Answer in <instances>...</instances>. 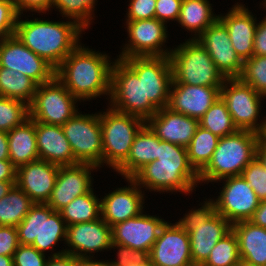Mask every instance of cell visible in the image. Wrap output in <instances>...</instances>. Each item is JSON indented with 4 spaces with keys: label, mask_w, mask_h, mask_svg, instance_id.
Listing matches in <instances>:
<instances>
[{
    "label": "cell",
    "mask_w": 266,
    "mask_h": 266,
    "mask_svg": "<svg viewBox=\"0 0 266 266\" xmlns=\"http://www.w3.org/2000/svg\"><path fill=\"white\" fill-rule=\"evenodd\" d=\"M108 56L78 45L56 68L55 77L78 100L111 93Z\"/></svg>",
    "instance_id": "1"
},
{
    "label": "cell",
    "mask_w": 266,
    "mask_h": 266,
    "mask_svg": "<svg viewBox=\"0 0 266 266\" xmlns=\"http://www.w3.org/2000/svg\"><path fill=\"white\" fill-rule=\"evenodd\" d=\"M132 179L154 191L191 192L199 174L190 165L186 147L159 139L157 160L146 164ZM195 185V186H194Z\"/></svg>",
    "instance_id": "2"
},
{
    "label": "cell",
    "mask_w": 266,
    "mask_h": 266,
    "mask_svg": "<svg viewBox=\"0 0 266 266\" xmlns=\"http://www.w3.org/2000/svg\"><path fill=\"white\" fill-rule=\"evenodd\" d=\"M16 21L14 35L55 69L78 46L81 28L76 22Z\"/></svg>",
    "instance_id": "3"
},
{
    "label": "cell",
    "mask_w": 266,
    "mask_h": 266,
    "mask_svg": "<svg viewBox=\"0 0 266 266\" xmlns=\"http://www.w3.org/2000/svg\"><path fill=\"white\" fill-rule=\"evenodd\" d=\"M115 61L111 70V108L147 122L158 109L145 99L144 57Z\"/></svg>",
    "instance_id": "4"
},
{
    "label": "cell",
    "mask_w": 266,
    "mask_h": 266,
    "mask_svg": "<svg viewBox=\"0 0 266 266\" xmlns=\"http://www.w3.org/2000/svg\"><path fill=\"white\" fill-rule=\"evenodd\" d=\"M259 140L260 134L249 130H237L220 138L210 162L199 173V182L241 176L244 168L256 157Z\"/></svg>",
    "instance_id": "5"
},
{
    "label": "cell",
    "mask_w": 266,
    "mask_h": 266,
    "mask_svg": "<svg viewBox=\"0 0 266 266\" xmlns=\"http://www.w3.org/2000/svg\"><path fill=\"white\" fill-rule=\"evenodd\" d=\"M172 84L222 87L223 74L197 39H191L170 51Z\"/></svg>",
    "instance_id": "6"
},
{
    "label": "cell",
    "mask_w": 266,
    "mask_h": 266,
    "mask_svg": "<svg viewBox=\"0 0 266 266\" xmlns=\"http://www.w3.org/2000/svg\"><path fill=\"white\" fill-rule=\"evenodd\" d=\"M178 225L189 234L194 266H202L217 242L232 230V224L209 203L191 210Z\"/></svg>",
    "instance_id": "7"
},
{
    "label": "cell",
    "mask_w": 266,
    "mask_h": 266,
    "mask_svg": "<svg viewBox=\"0 0 266 266\" xmlns=\"http://www.w3.org/2000/svg\"><path fill=\"white\" fill-rule=\"evenodd\" d=\"M103 163L117 169L128 157L139 130L146 124L142 119L109 108L100 113Z\"/></svg>",
    "instance_id": "8"
},
{
    "label": "cell",
    "mask_w": 266,
    "mask_h": 266,
    "mask_svg": "<svg viewBox=\"0 0 266 266\" xmlns=\"http://www.w3.org/2000/svg\"><path fill=\"white\" fill-rule=\"evenodd\" d=\"M64 222L60 211H54L46 203H35L16 226L19 244L32 245L44 253L54 248L60 238L66 240L67 225Z\"/></svg>",
    "instance_id": "9"
},
{
    "label": "cell",
    "mask_w": 266,
    "mask_h": 266,
    "mask_svg": "<svg viewBox=\"0 0 266 266\" xmlns=\"http://www.w3.org/2000/svg\"><path fill=\"white\" fill-rule=\"evenodd\" d=\"M74 97L69 90L54 77L49 82L37 85L29 117L37 122L63 126L78 111Z\"/></svg>",
    "instance_id": "10"
},
{
    "label": "cell",
    "mask_w": 266,
    "mask_h": 266,
    "mask_svg": "<svg viewBox=\"0 0 266 266\" xmlns=\"http://www.w3.org/2000/svg\"><path fill=\"white\" fill-rule=\"evenodd\" d=\"M62 128L74 154L75 165L92 164L97 167L102 165L103 145L100 114L76 113Z\"/></svg>",
    "instance_id": "11"
},
{
    "label": "cell",
    "mask_w": 266,
    "mask_h": 266,
    "mask_svg": "<svg viewBox=\"0 0 266 266\" xmlns=\"http://www.w3.org/2000/svg\"><path fill=\"white\" fill-rule=\"evenodd\" d=\"M230 84L228 88V85ZM220 96L225 101L234 125L238 130H249L260 134L266 126V120L257 122L260 100L263 97L240 78H226L220 89Z\"/></svg>",
    "instance_id": "12"
},
{
    "label": "cell",
    "mask_w": 266,
    "mask_h": 266,
    "mask_svg": "<svg viewBox=\"0 0 266 266\" xmlns=\"http://www.w3.org/2000/svg\"><path fill=\"white\" fill-rule=\"evenodd\" d=\"M0 67L21 72L37 85L55 77V68L26 47L15 35L0 40Z\"/></svg>",
    "instance_id": "13"
},
{
    "label": "cell",
    "mask_w": 266,
    "mask_h": 266,
    "mask_svg": "<svg viewBox=\"0 0 266 266\" xmlns=\"http://www.w3.org/2000/svg\"><path fill=\"white\" fill-rule=\"evenodd\" d=\"M226 184L216 201H208L232 225L248 221L258 208L260 200L242 176L224 178Z\"/></svg>",
    "instance_id": "14"
},
{
    "label": "cell",
    "mask_w": 266,
    "mask_h": 266,
    "mask_svg": "<svg viewBox=\"0 0 266 266\" xmlns=\"http://www.w3.org/2000/svg\"><path fill=\"white\" fill-rule=\"evenodd\" d=\"M166 23L156 18L127 21L130 42L118 59L129 57L170 56L162 47L166 41Z\"/></svg>",
    "instance_id": "15"
},
{
    "label": "cell",
    "mask_w": 266,
    "mask_h": 266,
    "mask_svg": "<svg viewBox=\"0 0 266 266\" xmlns=\"http://www.w3.org/2000/svg\"><path fill=\"white\" fill-rule=\"evenodd\" d=\"M207 50L217 69L225 78H239L243 71V61L236 54L228 30L217 19L200 36L194 37Z\"/></svg>",
    "instance_id": "16"
},
{
    "label": "cell",
    "mask_w": 266,
    "mask_h": 266,
    "mask_svg": "<svg viewBox=\"0 0 266 266\" xmlns=\"http://www.w3.org/2000/svg\"><path fill=\"white\" fill-rule=\"evenodd\" d=\"M149 258L154 266H194L189 234L178 223L171 225L166 222L151 248Z\"/></svg>",
    "instance_id": "17"
},
{
    "label": "cell",
    "mask_w": 266,
    "mask_h": 266,
    "mask_svg": "<svg viewBox=\"0 0 266 266\" xmlns=\"http://www.w3.org/2000/svg\"><path fill=\"white\" fill-rule=\"evenodd\" d=\"M166 221L159 217L140 214L112 226V243L150 253Z\"/></svg>",
    "instance_id": "18"
},
{
    "label": "cell",
    "mask_w": 266,
    "mask_h": 266,
    "mask_svg": "<svg viewBox=\"0 0 266 266\" xmlns=\"http://www.w3.org/2000/svg\"><path fill=\"white\" fill-rule=\"evenodd\" d=\"M92 164H76L73 166H59L55 185L47 205L54 211H60L78 196L89 193L91 188Z\"/></svg>",
    "instance_id": "19"
},
{
    "label": "cell",
    "mask_w": 266,
    "mask_h": 266,
    "mask_svg": "<svg viewBox=\"0 0 266 266\" xmlns=\"http://www.w3.org/2000/svg\"><path fill=\"white\" fill-rule=\"evenodd\" d=\"M66 242L73 250H64L65 253L72 254L76 258H91L86 253L111 248L112 227L102 218L68 225Z\"/></svg>",
    "instance_id": "20"
},
{
    "label": "cell",
    "mask_w": 266,
    "mask_h": 266,
    "mask_svg": "<svg viewBox=\"0 0 266 266\" xmlns=\"http://www.w3.org/2000/svg\"><path fill=\"white\" fill-rule=\"evenodd\" d=\"M58 171L59 165L38 159L17 168L16 185L35 203H47Z\"/></svg>",
    "instance_id": "21"
},
{
    "label": "cell",
    "mask_w": 266,
    "mask_h": 266,
    "mask_svg": "<svg viewBox=\"0 0 266 266\" xmlns=\"http://www.w3.org/2000/svg\"><path fill=\"white\" fill-rule=\"evenodd\" d=\"M171 88L167 108L198 120L220 97L221 89L188 84H171Z\"/></svg>",
    "instance_id": "22"
},
{
    "label": "cell",
    "mask_w": 266,
    "mask_h": 266,
    "mask_svg": "<svg viewBox=\"0 0 266 266\" xmlns=\"http://www.w3.org/2000/svg\"><path fill=\"white\" fill-rule=\"evenodd\" d=\"M146 124L161 141L187 147L199 126V120L165 107L159 109Z\"/></svg>",
    "instance_id": "23"
},
{
    "label": "cell",
    "mask_w": 266,
    "mask_h": 266,
    "mask_svg": "<svg viewBox=\"0 0 266 266\" xmlns=\"http://www.w3.org/2000/svg\"><path fill=\"white\" fill-rule=\"evenodd\" d=\"M127 181L132 187L118 188L101 200V218L110 227L142 213L144 195L132 178Z\"/></svg>",
    "instance_id": "24"
},
{
    "label": "cell",
    "mask_w": 266,
    "mask_h": 266,
    "mask_svg": "<svg viewBox=\"0 0 266 266\" xmlns=\"http://www.w3.org/2000/svg\"><path fill=\"white\" fill-rule=\"evenodd\" d=\"M173 71L169 56L144 57L145 99L159 110L167 107Z\"/></svg>",
    "instance_id": "25"
},
{
    "label": "cell",
    "mask_w": 266,
    "mask_h": 266,
    "mask_svg": "<svg viewBox=\"0 0 266 266\" xmlns=\"http://www.w3.org/2000/svg\"><path fill=\"white\" fill-rule=\"evenodd\" d=\"M39 159L59 166L75 165L72 152L62 126L35 121Z\"/></svg>",
    "instance_id": "26"
},
{
    "label": "cell",
    "mask_w": 266,
    "mask_h": 266,
    "mask_svg": "<svg viewBox=\"0 0 266 266\" xmlns=\"http://www.w3.org/2000/svg\"><path fill=\"white\" fill-rule=\"evenodd\" d=\"M218 19L228 30L231 44L236 54L244 62L253 56L254 37L257 23L248 8L235 5L225 16Z\"/></svg>",
    "instance_id": "27"
},
{
    "label": "cell",
    "mask_w": 266,
    "mask_h": 266,
    "mask_svg": "<svg viewBox=\"0 0 266 266\" xmlns=\"http://www.w3.org/2000/svg\"><path fill=\"white\" fill-rule=\"evenodd\" d=\"M159 138L145 124L135 136L127 159L116 169L124 177L132 178L146 164L157 160Z\"/></svg>",
    "instance_id": "28"
},
{
    "label": "cell",
    "mask_w": 266,
    "mask_h": 266,
    "mask_svg": "<svg viewBox=\"0 0 266 266\" xmlns=\"http://www.w3.org/2000/svg\"><path fill=\"white\" fill-rule=\"evenodd\" d=\"M232 230L238 240L240 258L258 266H266V228L248 220L233 224Z\"/></svg>",
    "instance_id": "29"
},
{
    "label": "cell",
    "mask_w": 266,
    "mask_h": 266,
    "mask_svg": "<svg viewBox=\"0 0 266 266\" xmlns=\"http://www.w3.org/2000/svg\"><path fill=\"white\" fill-rule=\"evenodd\" d=\"M9 160L18 168L39 159L35 121L30 117L7 133Z\"/></svg>",
    "instance_id": "30"
},
{
    "label": "cell",
    "mask_w": 266,
    "mask_h": 266,
    "mask_svg": "<svg viewBox=\"0 0 266 266\" xmlns=\"http://www.w3.org/2000/svg\"><path fill=\"white\" fill-rule=\"evenodd\" d=\"M35 202L17 185L0 199V226H18Z\"/></svg>",
    "instance_id": "31"
},
{
    "label": "cell",
    "mask_w": 266,
    "mask_h": 266,
    "mask_svg": "<svg viewBox=\"0 0 266 266\" xmlns=\"http://www.w3.org/2000/svg\"><path fill=\"white\" fill-rule=\"evenodd\" d=\"M36 88L37 84L23 73L0 67V96L17 99L30 105Z\"/></svg>",
    "instance_id": "32"
},
{
    "label": "cell",
    "mask_w": 266,
    "mask_h": 266,
    "mask_svg": "<svg viewBox=\"0 0 266 266\" xmlns=\"http://www.w3.org/2000/svg\"><path fill=\"white\" fill-rule=\"evenodd\" d=\"M207 0H183L178 22L187 30L200 36L218 16H213Z\"/></svg>",
    "instance_id": "33"
},
{
    "label": "cell",
    "mask_w": 266,
    "mask_h": 266,
    "mask_svg": "<svg viewBox=\"0 0 266 266\" xmlns=\"http://www.w3.org/2000/svg\"><path fill=\"white\" fill-rule=\"evenodd\" d=\"M101 201L93 190L73 199L68 205L60 210L61 216L66 225L91 222L101 218Z\"/></svg>",
    "instance_id": "34"
},
{
    "label": "cell",
    "mask_w": 266,
    "mask_h": 266,
    "mask_svg": "<svg viewBox=\"0 0 266 266\" xmlns=\"http://www.w3.org/2000/svg\"><path fill=\"white\" fill-rule=\"evenodd\" d=\"M219 137L198 126L190 144L186 147L190 165L199 174L210 162Z\"/></svg>",
    "instance_id": "35"
},
{
    "label": "cell",
    "mask_w": 266,
    "mask_h": 266,
    "mask_svg": "<svg viewBox=\"0 0 266 266\" xmlns=\"http://www.w3.org/2000/svg\"><path fill=\"white\" fill-rule=\"evenodd\" d=\"M199 126L211 131L219 138L233 134L238 130L221 96L199 119Z\"/></svg>",
    "instance_id": "36"
},
{
    "label": "cell",
    "mask_w": 266,
    "mask_h": 266,
    "mask_svg": "<svg viewBox=\"0 0 266 266\" xmlns=\"http://www.w3.org/2000/svg\"><path fill=\"white\" fill-rule=\"evenodd\" d=\"M240 260L238 240L231 230L217 242L202 266H236Z\"/></svg>",
    "instance_id": "37"
},
{
    "label": "cell",
    "mask_w": 266,
    "mask_h": 266,
    "mask_svg": "<svg viewBox=\"0 0 266 266\" xmlns=\"http://www.w3.org/2000/svg\"><path fill=\"white\" fill-rule=\"evenodd\" d=\"M29 118L27 103L0 96V131L9 132Z\"/></svg>",
    "instance_id": "38"
},
{
    "label": "cell",
    "mask_w": 266,
    "mask_h": 266,
    "mask_svg": "<svg viewBox=\"0 0 266 266\" xmlns=\"http://www.w3.org/2000/svg\"><path fill=\"white\" fill-rule=\"evenodd\" d=\"M239 78L258 93L266 96V56L253 55L245 60Z\"/></svg>",
    "instance_id": "39"
},
{
    "label": "cell",
    "mask_w": 266,
    "mask_h": 266,
    "mask_svg": "<svg viewBox=\"0 0 266 266\" xmlns=\"http://www.w3.org/2000/svg\"><path fill=\"white\" fill-rule=\"evenodd\" d=\"M95 0H53L52 5L68 18L74 19L81 28L88 27Z\"/></svg>",
    "instance_id": "40"
},
{
    "label": "cell",
    "mask_w": 266,
    "mask_h": 266,
    "mask_svg": "<svg viewBox=\"0 0 266 266\" xmlns=\"http://www.w3.org/2000/svg\"><path fill=\"white\" fill-rule=\"evenodd\" d=\"M241 176L254 190L260 201L266 200V169L257 157L244 168Z\"/></svg>",
    "instance_id": "41"
},
{
    "label": "cell",
    "mask_w": 266,
    "mask_h": 266,
    "mask_svg": "<svg viewBox=\"0 0 266 266\" xmlns=\"http://www.w3.org/2000/svg\"><path fill=\"white\" fill-rule=\"evenodd\" d=\"M46 261L44 253L32 245L19 244L13 254V266H45Z\"/></svg>",
    "instance_id": "42"
},
{
    "label": "cell",
    "mask_w": 266,
    "mask_h": 266,
    "mask_svg": "<svg viewBox=\"0 0 266 266\" xmlns=\"http://www.w3.org/2000/svg\"><path fill=\"white\" fill-rule=\"evenodd\" d=\"M18 14L11 0H0V40L13 36Z\"/></svg>",
    "instance_id": "43"
},
{
    "label": "cell",
    "mask_w": 266,
    "mask_h": 266,
    "mask_svg": "<svg viewBox=\"0 0 266 266\" xmlns=\"http://www.w3.org/2000/svg\"><path fill=\"white\" fill-rule=\"evenodd\" d=\"M119 247L117 262H108L109 266H131L132 264H144L149 258V252L134 250L128 246H124L118 243H112L111 248Z\"/></svg>",
    "instance_id": "44"
},
{
    "label": "cell",
    "mask_w": 266,
    "mask_h": 266,
    "mask_svg": "<svg viewBox=\"0 0 266 266\" xmlns=\"http://www.w3.org/2000/svg\"><path fill=\"white\" fill-rule=\"evenodd\" d=\"M127 21L155 18L156 0H131Z\"/></svg>",
    "instance_id": "45"
},
{
    "label": "cell",
    "mask_w": 266,
    "mask_h": 266,
    "mask_svg": "<svg viewBox=\"0 0 266 266\" xmlns=\"http://www.w3.org/2000/svg\"><path fill=\"white\" fill-rule=\"evenodd\" d=\"M183 0H156L155 18L162 22L178 20Z\"/></svg>",
    "instance_id": "46"
},
{
    "label": "cell",
    "mask_w": 266,
    "mask_h": 266,
    "mask_svg": "<svg viewBox=\"0 0 266 266\" xmlns=\"http://www.w3.org/2000/svg\"><path fill=\"white\" fill-rule=\"evenodd\" d=\"M18 246L16 227L0 226V255L13 256Z\"/></svg>",
    "instance_id": "47"
},
{
    "label": "cell",
    "mask_w": 266,
    "mask_h": 266,
    "mask_svg": "<svg viewBox=\"0 0 266 266\" xmlns=\"http://www.w3.org/2000/svg\"><path fill=\"white\" fill-rule=\"evenodd\" d=\"M13 6L20 16L23 10H32L37 12L47 11L52 7L53 0H11Z\"/></svg>",
    "instance_id": "48"
},
{
    "label": "cell",
    "mask_w": 266,
    "mask_h": 266,
    "mask_svg": "<svg viewBox=\"0 0 266 266\" xmlns=\"http://www.w3.org/2000/svg\"><path fill=\"white\" fill-rule=\"evenodd\" d=\"M253 55L266 56V17L256 26Z\"/></svg>",
    "instance_id": "49"
},
{
    "label": "cell",
    "mask_w": 266,
    "mask_h": 266,
    "mask_svg": "<svg viewBox=\"0 0 266 266\" xmlns=\"http://www.w3.org/2000/svg\"><path fill=\"white\" fill-rule=\"evenodd\" d=\"M77 258L72 254L64 251L54 253L50 259L46 261L45 266H75Z\"/></svg>",
    "instance_id": "50"
},
{
    "label": "cell",
    "mask_w": 266,
    "mask_h": 266,
    "mask_svg": "<svg viewBox=\"0 0 266 266\" xmlns=\"http://www.w3.org/2000/svg\"><path fill=\"white\" fill-rule=\"evenodd\" d=\"M17 168L9 160H0V181H16Z\"/></svg>",
    "instance_id": "51"
},
{
    "label": "cell",
    "mask_w": 266,
    "mask_h": 266,
    "mask_svg": "<svg viewBox=\"0 0 266 266\" xmlns=\"http://www.w3.org/2000/svg\"><path fill=\"white\" fill-rule=\"evenodd\" d=\"M254 225L266 228V200L260 201L258 208L249 220Z\"/></svg>",
    "instance_id": "52"
},
{
    "label": "cell",
    "mask_w": 266,
    "mask_h": 266,
    "mask_svg": "<svg viewBox=\"0 0 266 266\" xmlns=\"http://www.w3.org/2000/svg\"><path fill=\"white\" fill-rule=\"evenodd\" d=\"M9 159L7 132L0 131V160Z\"/></svg>",
    "instance_id": "53"
},
{
    "label": "cell",
    "mask_w": 266,
    "mask_h": 266,
    "mask_svg": "<svg viewBox=\"0 0 266 266\" xmlns=\"http://www.w3.org/2000/svg\"><path fill=\"white\" fill-rule=\"evenodd\" d=\"M92 258H77L75 266H109L107 262L93 261Z\"/></svg>",
    "instance_id": "54"
},
{
    "label": "cell",
    "mask_w": 266,
    "mask_h": 266,
    "mask_svg": "<svg viewBox=\"0 0 266 266\" xmlns=\"http://www.w3.org/2000/svg\"><path fill=\"white\" fill-rule=\"evenodd\" d=\"M256 157L266 169V145L261 140L258 141L256 146Z\"/></svg>",
    "instance_id": "55"
},
{
    "label": "cell",
    "mask_w": 266,
    "mask_h": 266,
    "mask_svg": "<svg viewBox=\"0 0 266 266\" xmlns=\"http://www.w3.org/2000/svg\"><path fill=\"white\" fill-rule=\"evenodd\" d=\"M14 185H16V181H0V199L3 198Z\"/></svg>",
    "instance_id": "56"
},
{
    "label": "cell",
    "mask_w": 266,
    "mask_h": 266,
    "mask_svg": "<svg viewBox=\"0 0 266 266\" xmlns=\"http://www.w3.org/2000/svg\"><path fill=\"white\" fill-rule=\"evenodd\" d=\"M0 266H13V256L0 255Z\"/></svg>",
    "instance_id": "57"
},
{
    "label": "cell",
    "mask_w": 266,
    "mask_h": 266,
    "mask_svg": "<svg viewBox=\"0 0 266 266\" xmlns=\"http://www.w3.org/2000/svg\"><path fill=\"white\" fill-rule=\"evenodd\" d=\"M236 266H258L253 263L247 262L245 260H240V262Z\"/></svg>",
    "instance_id": "58"
},
{
    "label": "cell",
    "mask_w": 266,
    "mask_h": 266,
    "mask_svg": "<svg viewBox=\"0 0 266 266\" xmlns=\"http://www.w3.org/2000/svg\"><path fill=\"white\" fill-rule=\"evenodd\" d=\"M260 140L266 145V126L260 133Z\"/></svg>",
    "instance_id": "59"
},
{
    "label": "cell",
    "mask_w": 266,
    "mask_h": 266,
    "mask_svg": "<svg viewBox=\"0 0 266 266\" xmlns=\"http://www.w3.org/2000/svg\"><path fill=\"white\" fill-rule=\"evenodd\" d=\"M131 266H154L152 263H151V261H150V259L146 262V263H144V264H132Z\"/></svg>",
    "instance_id": "60"
}]
</instances>
